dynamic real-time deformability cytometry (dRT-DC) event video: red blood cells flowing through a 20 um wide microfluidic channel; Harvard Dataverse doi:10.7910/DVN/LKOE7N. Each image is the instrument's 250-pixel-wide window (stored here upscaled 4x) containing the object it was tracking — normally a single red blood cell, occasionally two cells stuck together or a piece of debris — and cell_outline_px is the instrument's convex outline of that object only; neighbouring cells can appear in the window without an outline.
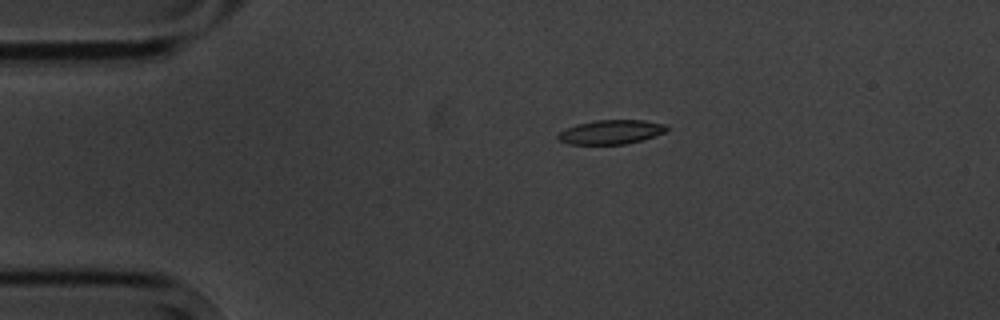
{"species": "common noctule bat (a hibernating species)", "species_latin": "Nyctalus noctula", "temperature_condition": "cold", "stored_images_in_passage": 7, "camera_frame_rate_fps": 3000, "um_per_image_px": 0.085, "animal": {"sex": "male", "body_mass_g": 20.1, "forearm_length_mm": 53.5}, "frame": {"image": 1, "passage_image": 1, "time_ms": 0.0, "image_size_px": [1000, 320], "cell_outline_px": [[668, 128], [664, 132], [656, 136], [624, 144], [568, 144], [560, 140], [556, 136], [560, 132], [576, 124], [596, 120], [644, 120], [664, 124]], "centroid_in_image_um": [51.93, 11.22], "position_along_channel_um": 33.1, "area_um2": 15.14}}
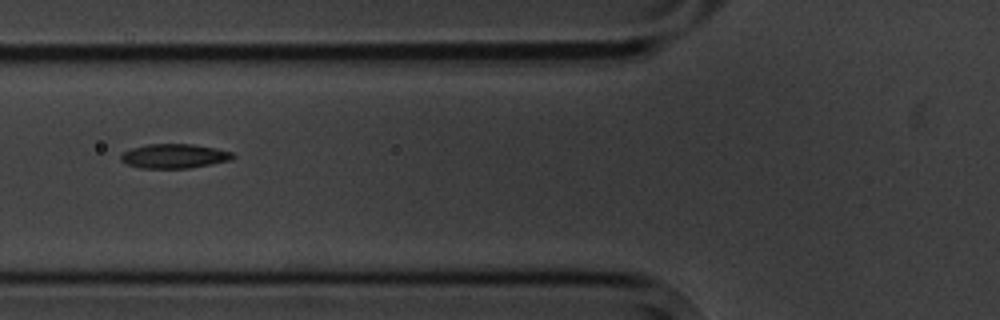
{"frame": {"image": 2, "passage_image": 4, "time_ms": 3.333, "image_size_px": [1000, 320], "cell_outline_px": [[236, 156], [232, 160], [212, 164], [188, 168], [140, 168], [128, 164], [120, 160], [120, 156], [124, 152], [132, 148], [148, 144], [192, 144], [216, 148], [232, 152]], "centroid_in_image_um": [14.84, 13.27], "position_along_channel_um": 111.0, "area_um2": 15.9}}
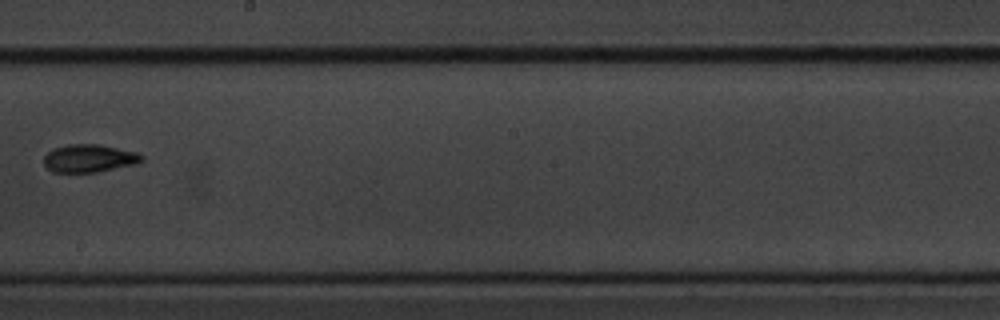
{"frame": {"image": 3, "passage_image": 7, "time_ms": 7.0, "image_size_px": [1000, 320], "cell_outline_px": [[144, 160], [132, 164], [96, 172], [52, 172], [44, 164], [44, 156], [52, 148], [68, 144], [100, 144], [136, 152], [144, 156]], "centroid_in_image_um": [7.55, 13.44], "position_along_channel_um": 240.7, "area_um2": 15.78}}